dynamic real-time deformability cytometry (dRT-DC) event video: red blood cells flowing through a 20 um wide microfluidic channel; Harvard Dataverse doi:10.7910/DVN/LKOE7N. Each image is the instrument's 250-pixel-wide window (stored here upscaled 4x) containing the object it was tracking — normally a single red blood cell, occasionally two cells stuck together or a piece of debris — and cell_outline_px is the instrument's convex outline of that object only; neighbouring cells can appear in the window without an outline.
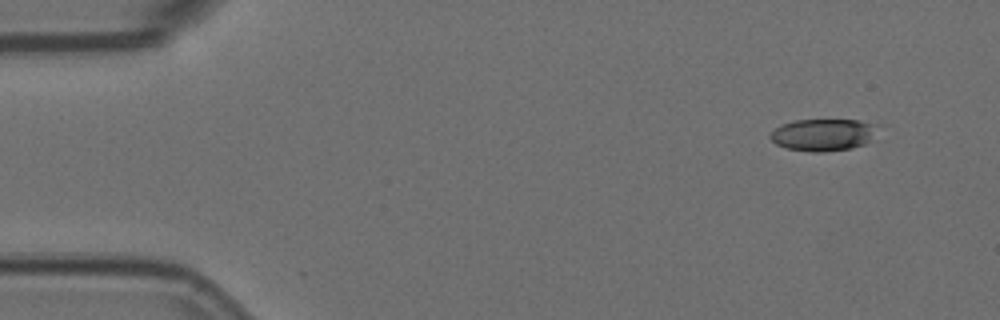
{"species": "Egyptian fruit bat (a non-hibernating species)", "species_latin": "Rousettus aegyptiacus", "temperature_condition": "room temperature", "stored_images_in_passage": 4, "camera_frame_rate_fps": 3000, "um_per_image_px": 0.085, "animal": {"sex": "female"}, "frame": {"image": 1, "passage_image": 2, "time_ms": 0.333, "image_size_px": [1000, 320], "cell_outline_px": [[872, 128], [868, 140], [864, 144], [852, 148], [824, 152], [808, 152], [788, 148], [776, 144], [768, 136], [780, 124], [796, 120], [860, 120], [872, 124]], "centroid_in_image_um": [69.84, 11.46], "position_along_channel_um": 15.2, "area_um2": 19.54}}